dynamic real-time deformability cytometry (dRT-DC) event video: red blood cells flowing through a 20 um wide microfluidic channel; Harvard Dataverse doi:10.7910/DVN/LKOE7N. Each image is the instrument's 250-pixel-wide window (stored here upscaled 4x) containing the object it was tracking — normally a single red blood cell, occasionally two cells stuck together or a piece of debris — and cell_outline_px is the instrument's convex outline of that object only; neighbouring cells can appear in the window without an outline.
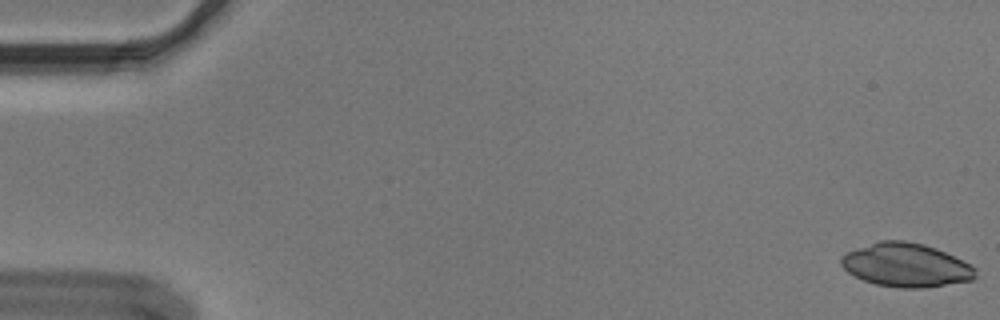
{"species": "Egyptian fruit bat (a non-hibernating species)", "species_latin": "Rousettus aegyptiacus", "temperature_condition": "cold", "stored_images_in_passage": 16, "camera_frame_rate_fps": 3000, "um_per_image_px": 0.085, "animal": {"sex": "male"}, "frame": {"image": 1, "passage_image": 1, "time_ms": 0.0, "image_size_px": [1000, 320], "cell_outline_px": [[976, 276], [972, 280], [920, 288], [900, 288], [876, 284], [864, 280], [848, 272], [840, 264], [840, 260], [848, 252], [880, 240], [904, 240], [924, 244], [936, 248], [976, 268]], "centroid_in_image_um": [77.01, 22.53], "position_along_channel_um": 8.0, "area_um2": 33.64}}
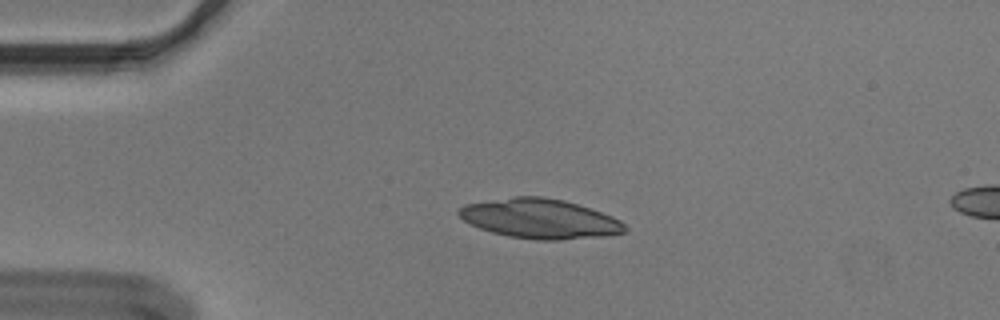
{"frame": {"image": 2, "passage_image": 13, "time_ms": 4.0, "image_size_px": [1000, 320], "cell_outline_px": [[628, 232], [604, 236], [560, 240], [536, 240], [508, 236], [492, 232], [480, 228], [464, 220], [456, 212], [464, 204], [512, 196], [540, 196], [564, 200], [612, 216], [620, 220], [628, 228]], "centroid_in_image_um": [45.9, 18.59], "position_along_channel_um": 39.1, "area_um2": 38.32}}